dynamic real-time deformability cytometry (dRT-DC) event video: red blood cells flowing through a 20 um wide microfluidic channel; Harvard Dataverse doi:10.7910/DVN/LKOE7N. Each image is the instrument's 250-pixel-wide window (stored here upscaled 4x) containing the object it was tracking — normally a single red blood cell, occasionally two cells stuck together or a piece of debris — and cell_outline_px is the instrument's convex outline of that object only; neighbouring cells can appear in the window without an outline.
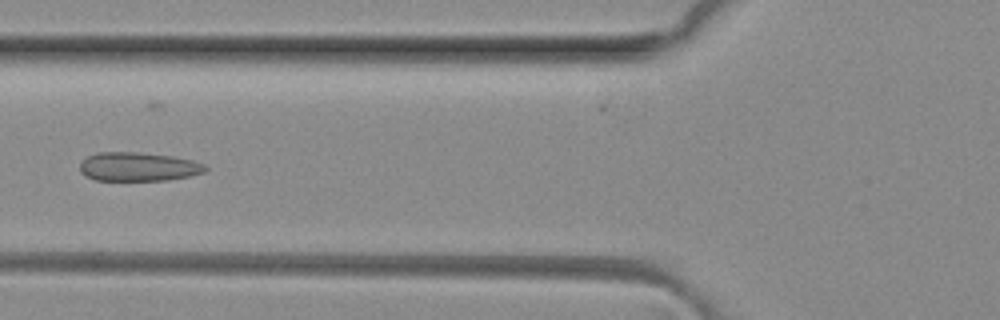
{"species": "common noctule bat (a hibernating species)", "species_latin": "Nyctalus noctula", "temperature_condition": "room temperature", "stored_images_in_passage": 5, "camera_frame_rate_fps": 3000, "um_per_image_px": 0.085, "animal": {"sex": "female", "body_mass_g": 29.2, "forearm_length_mm": 56.3}, "frame": {"image": 1, "passage_image": 4, "time_ms": 1.0, "image_size_px": [1000, 320], "cell_outline_px": [[208, 168], [204, 172], [188, 176], [168, 180], [96, 180], [84, 176], [80, 172], [80, 160], [96, 152], [136, 152], [172, 156], [192, 160], [204, 164]], "centroid_in_image_um": [11.71, 14.17], "position_along_channel_um": 114.1, "area_um2": 21.15}}